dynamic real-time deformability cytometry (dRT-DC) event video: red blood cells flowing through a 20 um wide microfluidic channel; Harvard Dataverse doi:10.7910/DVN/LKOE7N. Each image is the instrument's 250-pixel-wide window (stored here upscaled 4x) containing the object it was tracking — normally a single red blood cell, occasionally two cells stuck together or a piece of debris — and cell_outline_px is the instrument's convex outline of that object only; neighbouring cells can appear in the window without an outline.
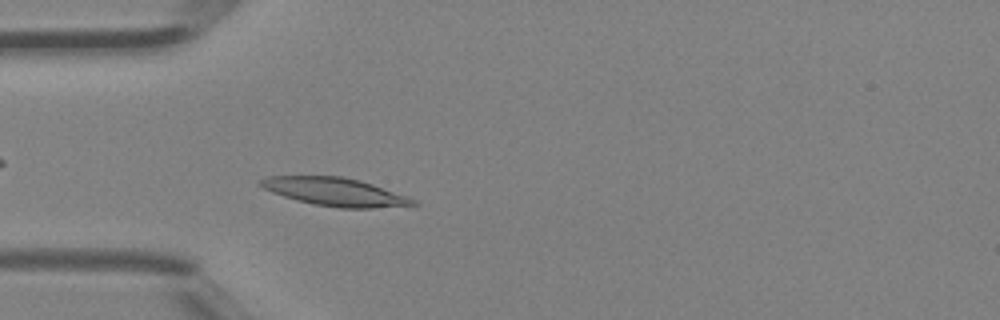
{"species": "Egyptian fruit bat (a non-hibernating species)", "species_latin": "Rousettus aegyptiacus", "temperature_condition": "room temperature", "stored_images_in_passage": 42, "camera_frame_rate_fps": 3000, "um_per_image_px": 0.085, "animal": {"sex": "female"}, "frame": {"image": 1, "passage_image": 10, "time_ms": 3.0, "image_size_px": [1000, 320], "cell_outline_px": [[420, 204], [372, 208], [340, 208], [312, 204], [296, 200], [272, 192], [264, 188], [260, 184], [260, 180], [268, 176], [340, 176], [360, 180], [408, 196], [416, 200]], "centroid_in_image_um": [28.5, 16.31], "position_along_channel_um": 56.5, "area_um2": 24.85}}
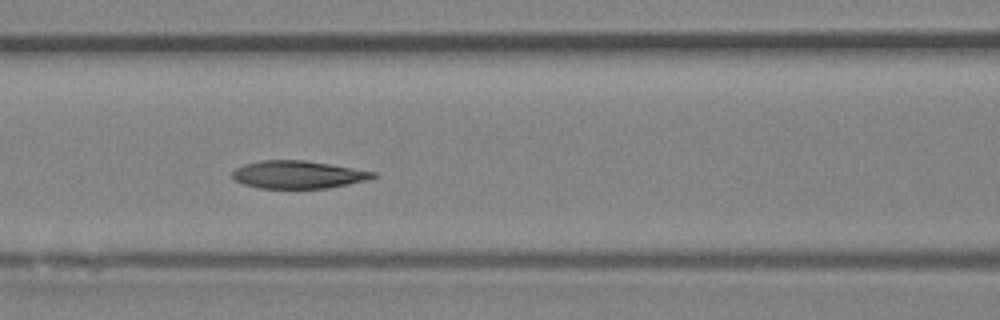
{"frame": {"image": 2, "passage_image": 16, "time_ms": 5.0, "image_size_px": [1000, 320], "cell_outline_px": [[376, 176], [368, 180], [328, 188], [256, 188], [244, 184], [236, 180], [232, 176], [232, 172], [236, 168], [244, 164], [260, 160], [304, 160], [376, 172]], "centroid_in_image_um": [25.31, 14.84], "position_along_channel_um": 141.3, "area_um2": 22.6}}
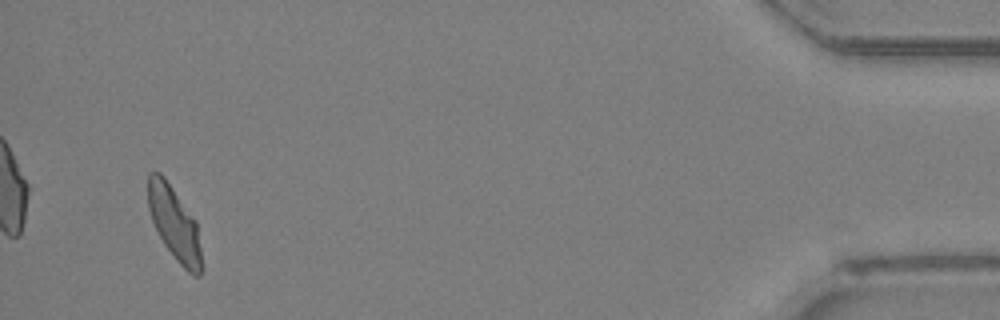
{"frame": {"image": 3, "passage_image": 40, "time_ms": 13.0, "image_size_px": [1000, 320], "cell_outline_px": [[200, 276], [192, 276], [176, 260], [164, 244], [152, 220], [148, 208], [148, 172], [160, 172], [164, 176], [196, 220], [200, 248]], "centroid_in_image_um": [14.8, 18.97], "position_along_channel_um": 420.4, "area_um2": 22.6}, "authors_computed_cell_mechanics": {"area_um2": 23.5535, "velocity_mm_per_s": 4.4918, "shape_relaxation_time_tau1_ms": 3.9199, "shape_relaxation_time_tau2_ms": 1.7809, "deformation_change_tau1": 0.1369, "deformation_change_tau2": 0.0633}}